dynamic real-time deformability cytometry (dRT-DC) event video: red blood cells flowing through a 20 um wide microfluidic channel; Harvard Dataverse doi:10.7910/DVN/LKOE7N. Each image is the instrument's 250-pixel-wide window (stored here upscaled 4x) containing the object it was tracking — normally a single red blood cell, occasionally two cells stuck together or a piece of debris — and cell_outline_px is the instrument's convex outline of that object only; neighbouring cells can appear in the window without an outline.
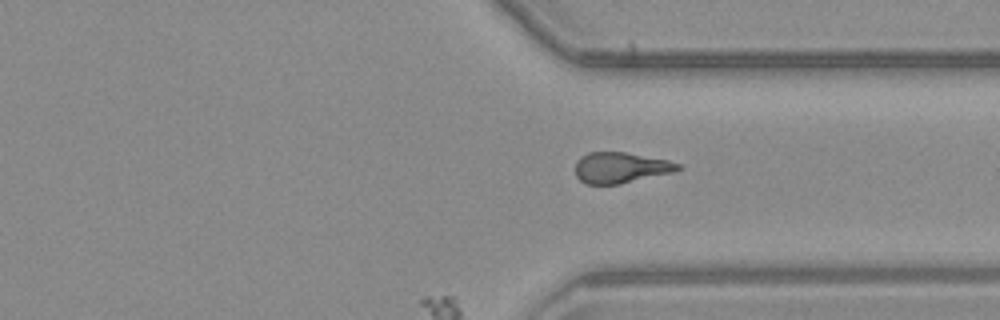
{"species": "common noctule bat (a hibernating species)", "species_latin": "Nyctalus noctula", "temperature_condition": "warm", "stored_images_in_passage": 40, "camera_frame_rate_fps": 3000, "um_per_image_px": 0.085, "animal": {"sex": "male", "body_mass_g": 23.1, "forearm_length_mm": 52.7}, "frame": {"image": 1, "passage_image": 40, "time_ms": 13.0, "image_size_px": [1000, 320], "cell_outline_px": [[684, 168], [676, 172], [620, 184], [584, 184], [576, 176], [576, 160], [580, 156], [588, 152], [624, 152], [668, 160], [680, 164]], "centroid_in_image_um": [52.78, 14.26], "position_along_channel_um": 358.6, "area_um2": 18.67}}